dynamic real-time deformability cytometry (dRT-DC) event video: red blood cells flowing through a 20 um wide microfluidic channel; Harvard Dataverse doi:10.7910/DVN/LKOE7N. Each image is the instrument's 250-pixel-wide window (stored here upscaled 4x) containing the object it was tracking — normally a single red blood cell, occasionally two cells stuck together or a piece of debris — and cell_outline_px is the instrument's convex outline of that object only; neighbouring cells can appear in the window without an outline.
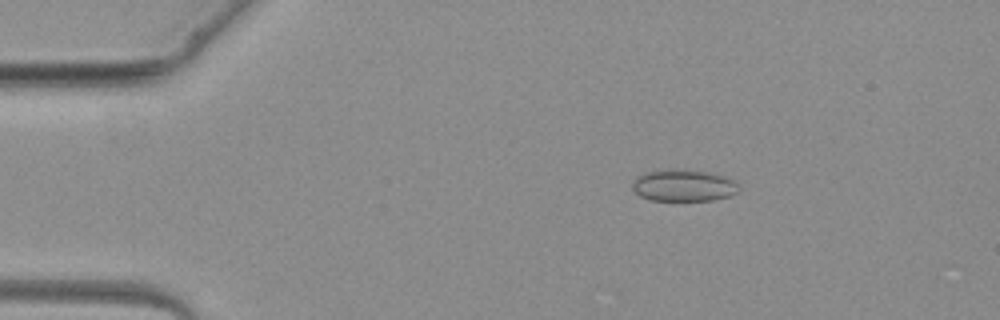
{"species": "common noctule bat (a hibernating species)", "species_latin": "Nyctalus noctula", "temperature_condition": "warm", "stored_images_in_passage": 3, "camera_frame_rate_fps": 3000, "um_per_image_px": 0.085, "animal": {"sex": "female", "body_mass_g": 19.3, "forearm_length_mm": 54.1}, "frame": {"image": 1, "passage_image": 2, "time_ms": 1.667, "image_size_px": [1000, 320], "cell_outline_px": [[740, 192], [728, 196], [712, 200], [648, 200], [640, 196], [632, 188], [632, 180], [636, 176], [644, 172], [668, 168], [684, 168], [712, 172], [724, 176], [732, 180], [740, 188]], "centroid_in_image_um": [58.07, 15.73], "position_along_channel_um": 26.9, "area_um2": 20.23}}